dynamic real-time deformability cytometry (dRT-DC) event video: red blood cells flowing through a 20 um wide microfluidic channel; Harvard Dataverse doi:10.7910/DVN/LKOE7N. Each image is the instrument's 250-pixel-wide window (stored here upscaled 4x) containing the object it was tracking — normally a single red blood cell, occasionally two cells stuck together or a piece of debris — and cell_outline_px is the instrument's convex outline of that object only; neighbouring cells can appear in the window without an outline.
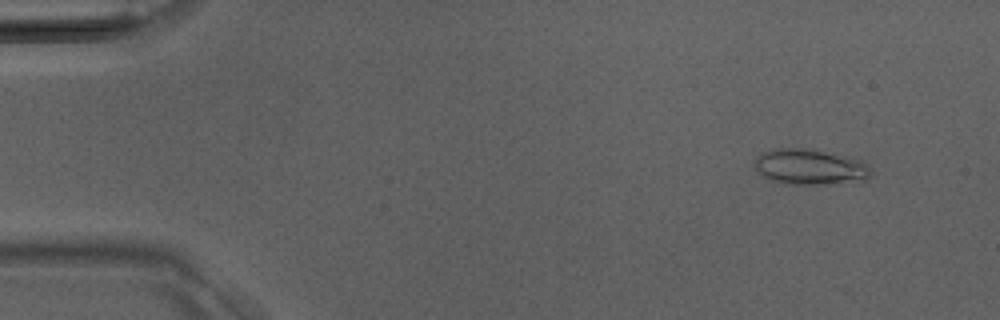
{"species": "Egyptian fruit bat (a non-hibernating species)", "species_latin": "Rousettus aegyptiacus", "temperature_condition": "room temperature", "stored_images_in_passage": 8, "camera_frame_rate_fps": 3000, "um_per_image_px": 0.085, "animal": {"sex": "male"}, "frame": {"image": 1, "passage_image": 4, "time_ms": 1.0, "image_size_px": [1000, 320], "cell_outline_px": [[872, 176], [868, 180], [832, 184], [788, 184], [768, 180], [756, 168], [756, 160], [764, 152], [772, 148], [808, 148], [848, 156], [864, 160], [868, 164], [872, 172]], "centroid_in_image_um": [68.95, 14.19], "position_along_channel_um": 16.1, "area_um2": 24.45}}